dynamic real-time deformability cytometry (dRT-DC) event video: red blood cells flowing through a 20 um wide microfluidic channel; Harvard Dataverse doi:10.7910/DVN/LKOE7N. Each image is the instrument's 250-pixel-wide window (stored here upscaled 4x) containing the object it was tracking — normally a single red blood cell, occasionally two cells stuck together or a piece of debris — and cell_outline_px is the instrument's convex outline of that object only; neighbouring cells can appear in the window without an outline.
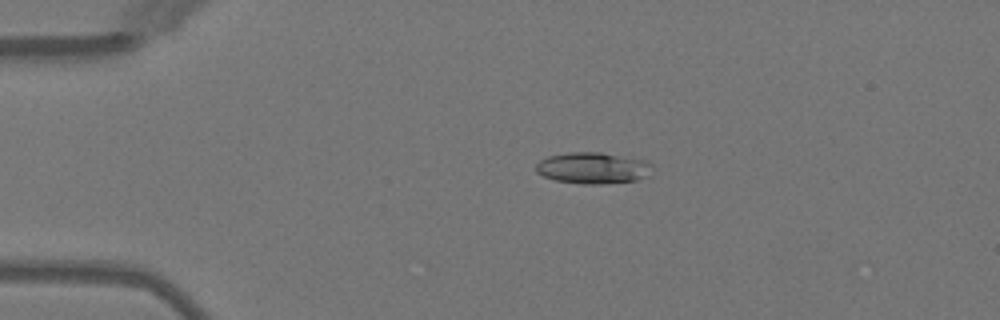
{"species": "Egyptian fruit bat (a non-hibernating species)", "species_latin": "Rousettus aegyptiacus", "temperature_condition": "warm", "stored_images_in_passage": 41, "camera_frame_rate_fps": 3000, "um_per_image_px": 0.085, "animal": {"sex": "female"}, "frame": {"image": 1, "passage_image": 1, "time_ms": 0.0, "image_size_px": [1000, 320], "cell_outline_px": [[652, 164], [648, 176], [636, 180], [600, 184], [584, 184], [556, 180], [544, 176], [536, 172], [536, 164], [540, 160], [548, 156], [568, 152], [600, 152], [644, 160]], "centroid_in_image_um": [50.37, 14.27], "position_along_channel_um": 34.6, "area_um2": 21.1}}
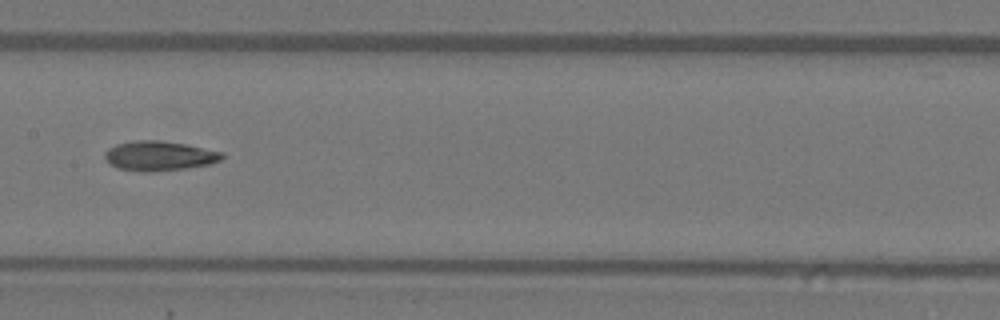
{"frame": {"image": 2, "passage_image": 16, "time_ms": 5.0, "image_size_px": [1000, 320], "cell_outline_px": [[224, 156], [220, 160], [212, 164], [184, 168], [152, 172], [140, 172], [116, 168], [108, 164], [104, 160], [104, 152], [108, 148], [116, 144], [136, 140], [160, 140], [184, 144], [224, 152]], "centroid_in_image_um": [13.49, 13.26], "position_along_channel_um": 193.9, "area_um2": 20.52}}
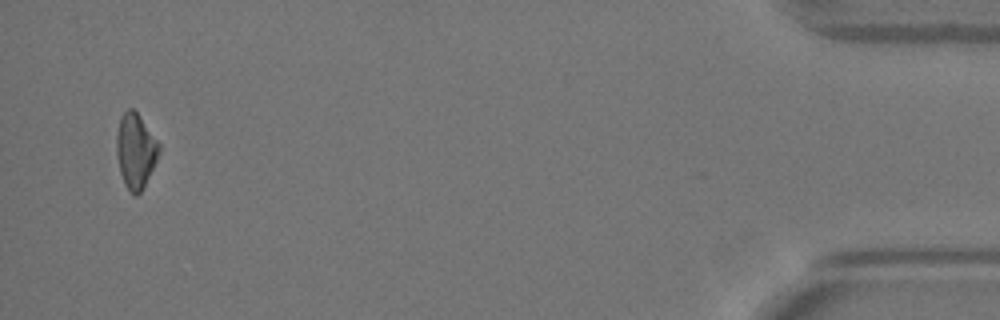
{"frame": {"image": 3, "passage_image": 39, "time_ms": 12.667, "image_size_px": [1000, 320], "cell_outline_px": [[160, 152], [140, 192], [136, 196], [132, 196], [124, 184], [120, 172], [116, 152], [116, 136], [120, 116], [128, 108], [132, 108], [140, 116], [160, 144]], "centroid_in_image_um": [11.5, 12.81], "position_along_channel_um": 423.7, "area_um2": 18.44}, "authors_computed_cell_mechanics": {"area_um2": 19.4208, "velocity_mm_per_s": 4.0593, "shape_relaxation_time_tau1_ms": 9.1786, "shape_relaxation_time_tau2_ms": 3.8446, "deformation_change_tau1": 0.2207, "deformation_change_tau2": 0.1012}}